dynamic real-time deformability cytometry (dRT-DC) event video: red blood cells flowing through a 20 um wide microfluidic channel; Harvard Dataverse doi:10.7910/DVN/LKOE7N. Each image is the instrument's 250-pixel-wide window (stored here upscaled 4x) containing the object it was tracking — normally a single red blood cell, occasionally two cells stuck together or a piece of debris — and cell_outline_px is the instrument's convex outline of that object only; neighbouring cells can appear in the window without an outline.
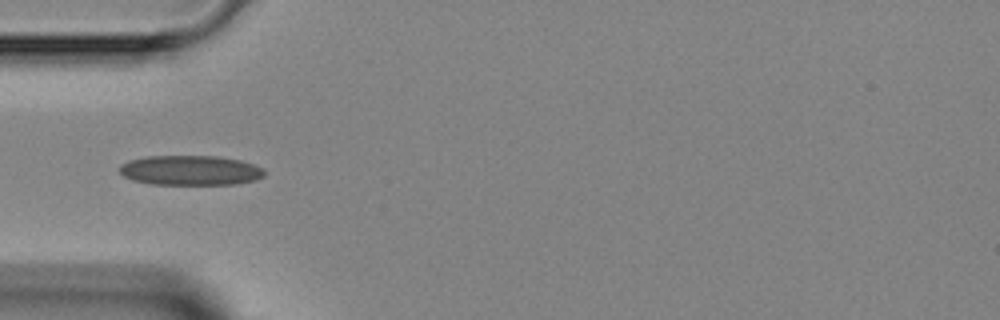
{"species": "Egyptian fruit bat (a non-hibernating species)", "species_latin": "Rousettus aegyptiacus", "temperature_condition": "room temperature", "stored_images_in_passage": 1, "camera_frame_rate_fps": 3000, "um_per_image_px": 0.085, "animal": {"sex": "female"}, "frame": {"image": 1, "passage_image": 1, "time_ms": 0.0, "image_size_px": [1000, 320], "cell_outline_px": [[264, 176], [256, 180], [236, 184], [152, 184], [132, 180], [124, 176], [120, 172], [120, 164], [128, 160], [148, 156], [220, 156], [240, 160], [264, 168]], "centroid_in_image_um": [16.19, 14.47], "position_along_channel_um": 68.8, "area_um2": 25.26}}